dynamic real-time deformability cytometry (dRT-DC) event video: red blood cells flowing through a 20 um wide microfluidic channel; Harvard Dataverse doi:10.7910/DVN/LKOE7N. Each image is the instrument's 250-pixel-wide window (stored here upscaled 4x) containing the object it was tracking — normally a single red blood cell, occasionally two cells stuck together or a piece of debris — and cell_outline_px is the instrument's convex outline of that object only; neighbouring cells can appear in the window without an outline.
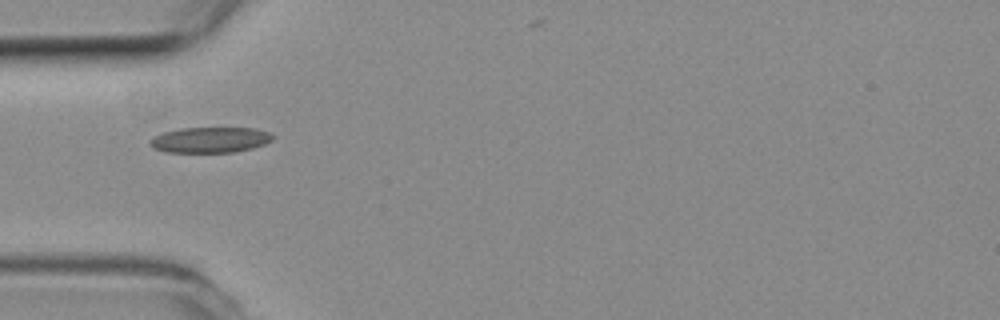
{"species": "common noctule bat (a hibernating species)", "species_latin": "Nyctalus noctula", "temperature_condition": "room temperature", "stored_images_in_passage": 3, "camera_frame_rate_fps": 3000, "um_per_image_px": 0.085, "animal": {"sex": "female", "body_mass_g": 19.3, "forearm_length_mm": 54.1}, "frame": {"image": 1, "passage_image": 1, "time_ms": 0.0, "image_size_px": [1000, 320], "cell_outline_px": [[276, 136], [272, 140], [264, 144], [252, 148], [236, 152], [168, 152], [156, 148], [148, 144], [148, 140], [152, 136], [164, 132], [180, 128], [256, 128], [268, 132]], "centroid_in_image_um": [17.86, 11.88], "position_along_channel_um": 67.1, "area_um2": 18.38}}
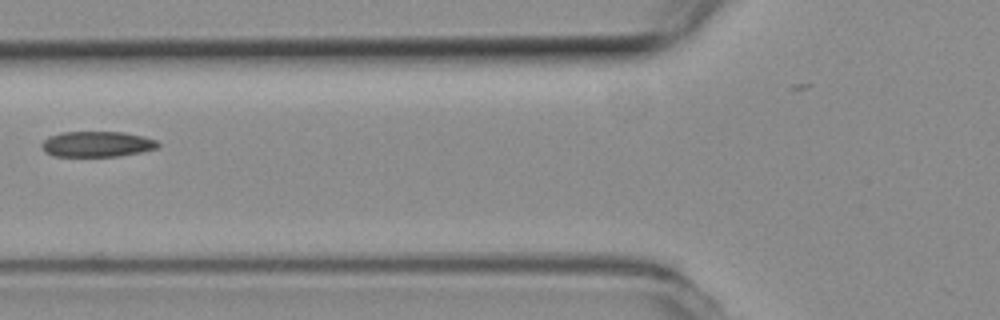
{"frame": {"image": 2, "passage_image": 2, "time_ms": 0.333, "image_size_px": [1000, 320], "cell_outline_px": [[160, 144], [156, 148], [140, 152], [120, 156], [52, 156], [44, 152], [40, 144], [48, 136], [64, 132], [124, 132], [144, 136], [156, 140]], "centroid_in_image_um": [8.22, 12.25], "position_along_channel_um": 117.6, "area_um2": 17.4}}
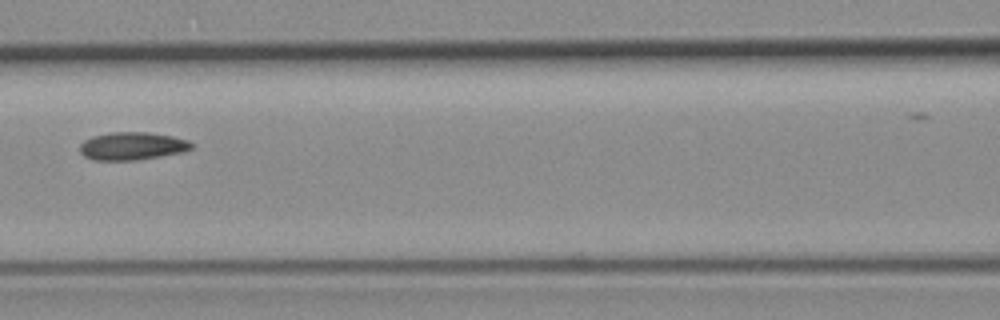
{"frame": {"image": 3, "passage_image": 3, "time_ms": 0.667, "image_size_px": [1000, 320], "cell_outline_px": [[192, 148], [184, 152], [136, 160], [92, 160], [84, 156], [80, 152], [80, 144], [84, 140], [92, 136], [112, 132], [148, 132], [172, 136], [188, 140], [192, 144]], "centroid_in_image_um": [11.22, 12.41], "position_along_channel_um": 155.4, "area_um2": 18.15}}